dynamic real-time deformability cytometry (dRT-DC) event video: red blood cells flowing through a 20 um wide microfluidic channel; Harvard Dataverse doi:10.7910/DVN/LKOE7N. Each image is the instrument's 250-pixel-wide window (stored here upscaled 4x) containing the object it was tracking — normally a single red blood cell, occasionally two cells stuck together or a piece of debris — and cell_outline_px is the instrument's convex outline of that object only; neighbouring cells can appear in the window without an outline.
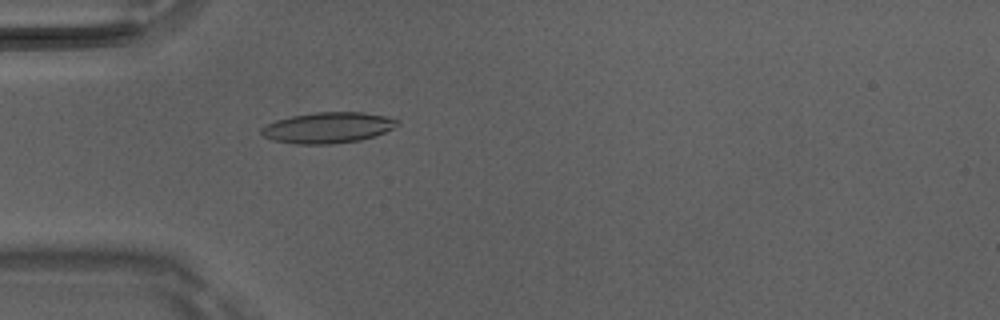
{"species": "Egyptian fruit bat (a non-hibernating species)", "species_latin": "Rousettus aegyptiacus", "temperature_condition": "room temperature", "stored_images_in_passage": 5, "camera_frame_rate_fps": 3000, "um_per_image_px": 0.085, "animal": {"sex": "male"}, "frame": {"image": 1, "passage_image": 5, "time_ms": 1.333, "image_size_px": [1000, 320], "cell_outline_px": [[400, 124], [384, 132], [360, 140], [332, 144], [296, 144], [272, 140], [264, 136], [260, 132], [260, 128], [276, 120], [292, 116], [316, 112], [364, 112], [384, 116], [400, 120]], "centroid_in_image_um": [27.86, 10.85], "position_along_channel_um": 57.1, "area_um2": 24.33}}